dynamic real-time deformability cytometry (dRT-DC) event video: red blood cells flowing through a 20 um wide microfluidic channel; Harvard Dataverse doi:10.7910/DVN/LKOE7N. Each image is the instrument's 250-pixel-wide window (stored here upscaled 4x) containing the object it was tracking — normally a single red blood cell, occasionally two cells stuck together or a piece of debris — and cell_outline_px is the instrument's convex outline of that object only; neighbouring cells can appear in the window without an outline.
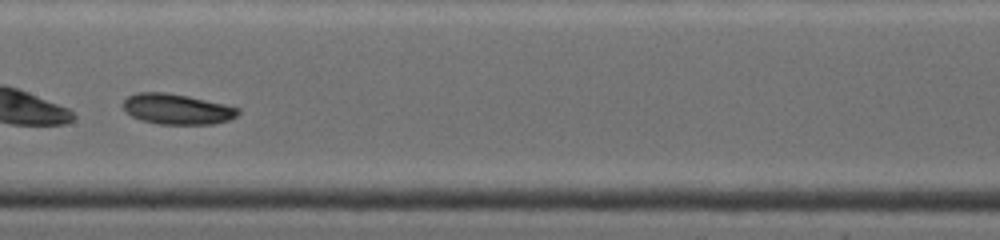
{"species": "common noctule bat (a hibernating species)", "species_latin": "Nyctalus noctula", "temperature_condition": "warm", "stored_images_in_passage": 29, "camera_frame_rate_fps": 4500, "um_per_image_px": 0.085, "animal": {"sex": "female", "body_mass_g": 19.0, "forearm_length_mm": 53.3}, "frame": {"image": 1, "passage_image": 13, "time_ms": 4.0, "image_size_px": [1000, 240], "cell_outline_px": [[240, 112], [236, 116], [228, 120], [212, 124], [156, 124], [140, 120], [132, 116], [124, 108], [124, 100], [128, 96], [136, 92], [164, 92], [188, 96], [224, 104], [240, 108]], "centroid_in_image_um": [15.04, 9.27], "position_along_channel_um": 192.4, "area_um2": 20.35}, "authors_computed_cell_mechanics": {"area_um2": 20.3456, "velocity_mm_per_s": 3.9229, "shape_relaxation_time_tau1_ms": 6.5353, "shape_relaxation_time_tau2_ms": null, "deformation_change_tau1": 0.0963, "deformation_change_tau2": null}}